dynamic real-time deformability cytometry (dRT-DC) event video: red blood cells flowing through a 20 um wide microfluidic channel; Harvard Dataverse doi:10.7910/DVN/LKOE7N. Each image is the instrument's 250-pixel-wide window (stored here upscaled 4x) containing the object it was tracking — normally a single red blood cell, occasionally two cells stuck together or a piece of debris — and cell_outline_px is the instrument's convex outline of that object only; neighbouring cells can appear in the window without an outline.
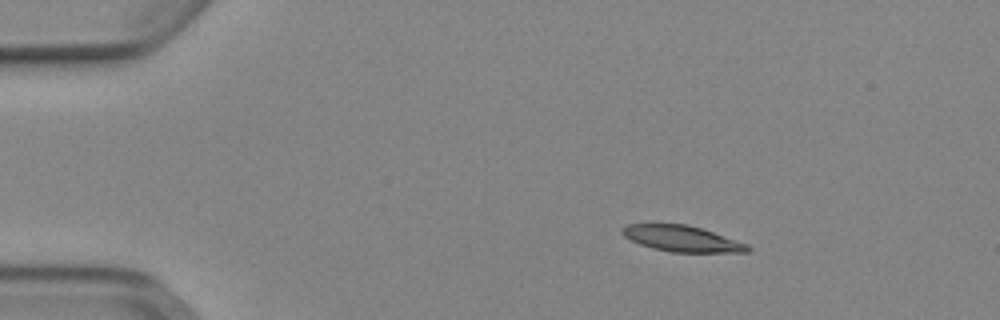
{"species": "Egyptian fruit bat (a non-hibernating species)", "species_latin": "Rousettus aegyptiacus", "temperature_condition": "cold", "stored_images_in_passage": 25, "camera_frame_rate_fps": 3000, "um_per_image_px": 0.085, "animal": {"sex": "female"}, "frame": {"image": 1, "passage_image": 1, "time_ms": 0.0, "image_size_px": [1000, 320], "cell_outline_px": [[752, 248], [748, 252], [672, 252], [652, 248], [640, 244], [624, 236], [620, 232], [620, 228], [628, 224], [688, 224], [748, 244]], "centroid_in_image_um": [57.95, 20.28], "position_along_channel_um": 27.1, "area_um2": 18.84}}
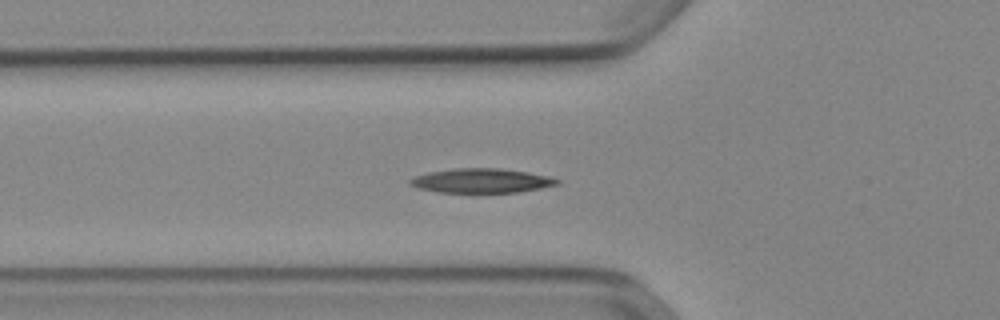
{"frame": {"image": 2, "passage_image": 11, "time_ms": 3.333, "image_size_px": [1000, 320], "cell_outline_px": [[560, 184], [520, 192], [436, 192], [416, 188], [408, 184], [408, 180], [416, 176], [428, 172], [452, 168], [496, 168], [528, 172], [548, 176], [560, 180]], "centroid_in_image_um": [40.88, 15.36], "position_along_channel_um": 84.9, "area_um2": 20.92}}
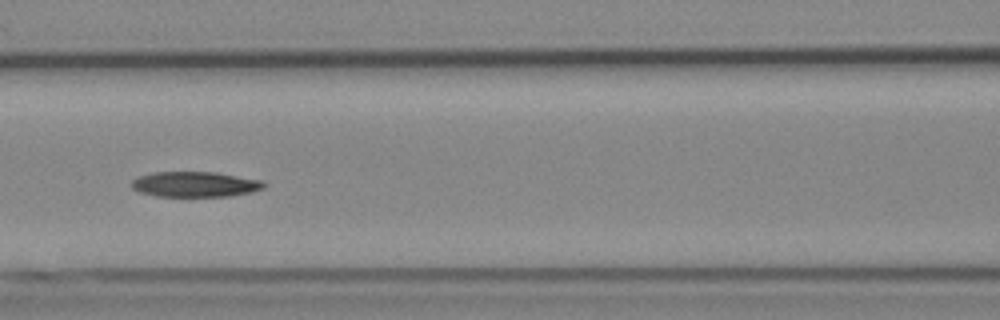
{"frame": {"image": 3, "passage_image": 16, "time_ms": 5.0, "image_size_px": [1000, 320], "cell_outline_px": [[268, 184], [264, 188], [252, 192], [228, 196], [156, 196], [136, 192], [128, 184], [132, 180], [140, 176], [152, 172], [216, 172], [264, 180]], "centroid_in_image_um": [16.58, 15.66], "position_along_channel_um": 150.0, "area_um2": 19.88}}